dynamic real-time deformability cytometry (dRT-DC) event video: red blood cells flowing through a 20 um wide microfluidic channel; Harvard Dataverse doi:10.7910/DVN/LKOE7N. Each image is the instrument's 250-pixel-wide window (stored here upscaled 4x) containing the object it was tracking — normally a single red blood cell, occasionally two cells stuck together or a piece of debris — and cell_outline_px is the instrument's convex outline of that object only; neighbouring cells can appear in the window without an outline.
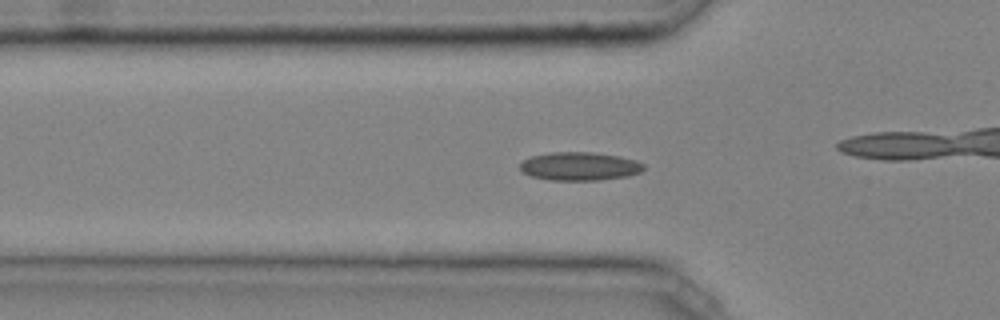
{"species": "common noctule bat (a hibernating species)", "species_latin": "Nyctalus noctula", "temperature_condition": "cold", "stored_images_in_passage": 33, "camera_frame_rate_fps": 3000, "um_per_image_px": 0.085, "animal": {"sex": "male", "body_mass_g": 20.4}, "frame": {"image": 1, "passage_image": 10, "time_ms": 3.0, "image_size_px": [1000, 320], "cell_outline_px": [[644, 168], [640, 172], [628, 176], [600, 180], [548, 180], [532, 176], [524, 172], [520, 168], [520, 164], [524, 160], [532, 156], [552, 152], [592, 152], [620, 156], [636, 160], [644, 164]], "centroid_in_image_um": [49.29, 14.13], "position_along_channel_um": 76.5, "area_um2": 20.4}}